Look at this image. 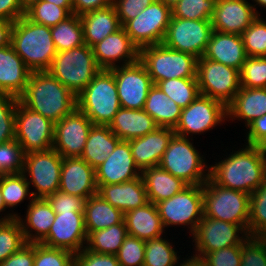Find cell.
Returning a JSON list of instances; mask_svg holds the SVG:
<instances>
[{
  "label": "cell",
  "instance_id": "54",
  "mask_svg": "<svg viewBox=\"0 0 266 266\" xmlns=\"http://www.w3.org/2000/svg\"><path fill=\"white\" fill-rule=\"evenodd\" d=\"M202 260L206 266H240L241 246H231L206 253Z\"/></svg>",
  "mask_w": 266,
  "mask_h": 266
},
{
  "label": "cell",
  "instance_id": "21",
  "mask_svg": "<svg viewBox=\"0 0 266 266\" xmlns=\"http://www.w3.org/2000/svg\"><path fill=\"white\" fill-rule=\"evenodd\" d=\"M96 183L101 185L120 184L141 176L136 166L129 141L121 140L104 162L95 169Z\"/></svg>",
  "mask_w": 266,
  "mask_h": 266
},
{
  "label": "cell",
  "instance_id": "46",
  "mask_svg": "<svg viewBox=\"0 0 266 266\" xmlns=\"http://www.w3.org/2000/svg\"><path fill=\"white\" fill-rule=\"evenodd\" d=\"M217 0H180L172 8V17L211 20Z\"/></svg>",
  "mask_w": 266,
  "mask_h": 266
},
{
  "label": "cell",
  "instance_id": "19",
  "mask_svg": "<svg viewBox=\"0 0 266 266\" xmlns=\"http://www.w3.org/2000/svg\"><path fill=\"white\" fill-rule=\"evenodd\" d=\"M86 242L84 212H59L48 235L40 243L76 254L85 248Z\"/></svg>",
  "mask_w": 266,
  "mask_h": 266
},
{
  "label": "cell",
  "instance_id": "61",
  "mask_svg": "<svg viewBox=\"0 0 266 266\" xmlns=\"http://www.w3.org/2000/svg\"><path fill=\"white\" fill-rule=\"evenodd\" d=\"M13 21L0 18V48L11 45Z\"/></svg>",
  "mask_w": 266,
  "mask_h": 266
},
{
  "label": "cell",
  "instance_id": "60",
  "mask_svg": "<svg viewBox=\"0 0 266 266\" xmlns=\"http://www.w3.org/2000/svg\"><path fill=\"white\" fill-rule=\"evenodd\" d=\"M113 0H71L73 14L82 15L89 11L108 7Z\"/></svg>",
  "mask_w": 266,
  "mask_h": 266
},
{
  "label": "cell",
  "instance_id": "12",
  "mask_svg": "<svg viewBox=\"0 0 266 266\" xmlns=\"http://www.w3.org/2000/svg\"><path fill=\"white\" fill-rule=\"evenodd\" d=\"M171 17L172 9L161 0H154L123 28L140 50L146 46L162 44Z\"/></svg>",
  "mask_w": 266,
  "mask_h": 266
},
{
  "label": "cell",
  "instance_id": "28",
  "mask_svg": "<svg viewBox=\"0 0 266 266\" xmlns=\"http://www.w3.org/2000/svg\"><path fill=\"white\" fill-rule=\"evenodd\" d=\"M29 201L25 219L20 216L17 219L26 243H40L48 235L56 213L46 198H33Z\"/></svg>",
  "mask_w": 266,
  "mask_h": 266
},
{
  "label": "cell",
  "instance_id": "34",
  "mask_svg": "<svg viewBox=\"0 0 266 266\" xmlns=\"http://www.w3.org/2000/svg\"><path fill=\"white\" fill-rule=\"evenodd\" d=\"M121 140L108 125H92L81 158L92 168L101 165Z\"/></svg>",
  "mask_w": 266,
  "mask_h": 266
},
{
  "label": "cell",
  "instance_id": "64",
  "mask_svg": "<svg viewBox=\"0 0 266 266\" xmlns=\"http://www.w3.org/2000/svg\"><path fill=\"white\" fill-rule=\"evenodd\" d=\"M50 3H53L59 7H72L71 0H44Z\"/></svg>",
  "mask_w": 266,
  "mask_h": 266
},
{
  "label": "cell",
  "instance_id": "17",
  "mask_svg": "<svg viewBox=\"0 0 266 266\" xmlns=\"http://www.w3.org/2000/svg\"><path fill=\"white\" fill-rule=\"evenodd\" d=\"M115 77L119 103L126 109H143L154 85L145 66L138 60L131 65L109 69Z\"/></svg>",
  "mask_w": 266,
  "mask_h": 266
},
{
  "label": "cell",
  "instance_id": "48",
  "mask_svg": "<svg viewBox=\"0 0 266 266\" xmlns=\"http://www.w3.org/2000/svg\"><path fill=\"white\" fill-rule=\"evenodd\" d=\"M243 88H266V57H247L240 70Z\"/></svg>",
  "mask_w": 266,
  "mask_h": 266
},
{
  "label": "cell",
  "instance_id": "57",
  "mask_svg": "<svg viewBox=\"0 0 266 266\" xmlns=\"http://www.w3.org/2000/svg\"><path fill=\"white\" fill-rule=\"evenodd\" d=\"M0 266H34V243H26L18 251L0 262Z\"/></svg>",
  "mask_w": 266,
  "mask_h": 266
},
{
  "label": "cell",
  "instance_id": "29",
  "mask_svg": "<svg viewBox=\"0 0 266 266\" xmlns=\"http://www.w3.org/2000/svg\"><path fill=\"white\" fill-rule=\"evenodd\" d=\"M159 126L144 109L120 108L109 128L120 139L129 141L155 131Z\"/></svg>",
  "mask_w": 266,
  "mask_h": 266
},
{
  "label": "cell",
  "instance_id": "24",
  "mask_svg": "<svg viewBox=\"0 0 266 266\" xmlns=\"http://www.w3.org/2000/svg\"><path fill=\"white\" fill-rule=\"evenodd\" d=\"M174 135L173 128L158 127L155 131L145 136L129 140L134 162L141 172L159 165Z\"/></svg>",
  "mask_w": 266,
  "mask_h": 266
},
{
  "label": "cell",
  "instance_id": "49",
  "mask_svg": "<svg viewBox=\"0 0 266 266\" xmlns=\"http://www.w3.org/2000/svg\"><path fill=\"white\" fill-rule=\"evenodd\" d=\"M74 256L68 250L34 243V266H74Z\"/></svg>",
  "mask_w": 266,
  "mask_h": 266
},
{
  "label": "cell",
  "instance_id": "6",
  "mask_svg": "<svg viewBox=\"0 0 266 266\" xmlns=\"http://www.w3.org/2000/svg\"><path fill=\"white\" fill-rule=\"evenodd\" d=\"M190 140L193 138L174 135L159 166L187 185H203L209 179L210 167Z\"/></svg>",
  "mask_w": 266,
  "mask_h": 266
},
{
  "label": "cell",
  "instance_id": "47",
  "mask_svg": "<svg viewBox=\"0 0 266 266\" xmlns=\"http://www.w3.org/2000/svg\"><path fill=\"white\" fill-rule=\"evenodd\" d=\"M24 156L22 146L16 139L0 144V176L23 173Z\"/></svg>",
  "mask_w": 266,
  "mask_h": 266
},
{
  "label": "cell",
  "instance_id": "59",
  "mask_svg": "<svg viewBox=\"0 0 266 266\" xmlns=\"http://www.w3.org/2000/svg\"><path fill=\"white\" fill-rule=\"evenodd\" d=\"M25 15L19 0H0V18L9 21H17Z\"/></svg>",
  "mask_w": 266,
  "mask_h": 266
},
{
  "label": "cell",
  "instance_id": "41",
  "mask_svg": "<svg viewBox=\"0 0 266 266\" xmlns=\"http://www.w3.org/2000/svg\"><path fill=\"white\" fill-rule=\"evenodd\" d=\"M73 14V7H59L40 0L25 11V16L34 23L52 27Z\"/></svg>",
  "mask_w": 266,
  "mask_h": 266
},
{
  "label": "cell",
  "instance_id": "40",
  "mask_svg": "<svg viewBox=\"0 0 266 266\" xmlns=\"http://www.w3.org/2000/svg\"><path fill=\"white\" fill-rule=\"evenodd\" d=\"M161 237L145 241L144 266H177V252L172 242Z\"/></svg>",
  "mask_w": 266,
  "mask_h": 266
},
{
  "label": "cell",
  "instance_id": "25",
  "mask_svg": "<svg viewBox=\"0 0 266 266\" xmlns=\"http://www.w3.org/2000/svg\"><path fill=\"white\" fill-rule=\"evenodd\" d=\"M31 72L11 45L0 48V94L19 98Z\"/></svg>",
  "mask_w": 266,
  "mask_h": 266
},
{
  "label": "cell",
  "instance_id": "7",
  "mask_svg": "<svg viewBox=\"0 0 266 266\" xmlns=\"http://www.w3.org/2000/svg\"><path fill=\"white\" fill-rule=\"evenodd\" d=\"M100 70L92 47L84 44L57 52L48 71L77 96Z\"/></svg>",
  "mask_w": 266,
  "mask_h": 266
},
{
  "label": "cell",
  "instance_id": "11",
  "mask_svg": "<svg viewBox=\"0 0 266 266\" xmlns=\"http://www.w3.org/2000/svg\"><path fill=\"white\" fill-rule=\"evenodd\" d=\"M62 161L63 157L53 148L25 154L23 174L36 190L31 192L33 198H47L59 190Z\"/></svg>",
  "mask_w": 266,
  "mask_h": 266
},
{
  "label": "cell",
  "instance_id": "2",
  "mask_svg": "<svg viewBox=\"0 0 266 266\" xmlns=\"http://www.w3.org/2000/svg\"><path fill=\"white\" fill-rule=\"evenodd\" d=\"M18 99L53 123L60 121L77 107L76 95L49 71L31 72L26 88Z\"/></svg>",
  "mask_w": 266,
  "mask_h": 266
},
{
  "label": "cell",
  "instance_id": "10",
  "mask_svg": "<svg viewBox=\"0 0 266 266\" xmlns=\"http://www.w3.org/2000/svg\"><path fill=\"white\" fill-rule=\"evenodd\" d=\"M196 78L200 94L216 99L225 106L241 88L239 70L203 56L198 58Z\"/></svg>",
  "mask_w": 266,
  "mask_h": 266
},
{
  "label": "cell",
  "instance_id": "39",
  "mask_svg": "<svg viewBox=\"0 0 266 266\" xmlns=\"http://www.w3.org/2000/svg\"><path fill=\"white\" fill-rule=\"evenodd\" d=\"M180 108H186L198 95L197 78H174L156 84Z\"/></svg>",
  "mask_w": 266,
  "mask_h": 266
},
{
  "label": "cell",
  "instance_id": "51",
  "mask_svg": "<svg viewBox=\"0 0 266 266\" xmlns=\"http://www.w3.org/2000/svg\"><path fill=\"white\" fill-rule=\"evenodd\" d=\"M240 266H266V237L249 236L242 243Z\"/></svg>",
  "mask_w": 266,
  "mask_h": 266
},
{
  "label": "cell",
  "instance_id": "53",
  "mask_svg": "<svg viewBox=\"0 0 266 266\" xmlns=\"http://www.w3.org/2000/svg\"><path fill=\"white\" fill-rule=\"evenodd\" d=\"M46 199L56 214L59 212H84L86 199L83 197L66 194L58 190Z\"/></svg>",
  "mask_w": 266,
  "mask_h": 266
},
{
  "label": "cell",
  "instance_id": "35",
  "mask_svg": "<svg viewBox=\"0 0 266 266\" xmlns=\"http://www.w3.org/2000/svg\"><path fill=\"white\" fill-rule=\"evenodd\" d=\"M124 220V214L104 200L98 193L90 196L84 205V224L87 236L97 230L106 229Z\"/></svg>",
  "mask_w": 266,
  "mask_h": 266
},
{
  "label": "cell",
  "instance_id": "58",
  "mask_svg": "<svg viewBox=\"0 0 266 266\" xmlns=\"http://www.w3.org/2000/svg\"><path fill=\"white\" fill-rule=\"evenodd\" d=\"M246 142L248 145H257L266 136V114L253 120L247 126Z\"/></svg>",
  "mask_w": 266,
  "mask_h": 266
},
{
  "label": "cell",
  "instance_id": "27",
  "mask_svg": "<svg viewBox=\"0 0 266 266\" xmlns=\"http://www.w3.org/2000/svg\"><path fill=\"white\" fill-rule=\"evenodd\" d=\"M97 193L123 214L148 203L142 176L120 184L101 185Z\"/></svg>",
  "mask_w": 266,
  "mask_h": 266
},
{
  "label": "cell",
  "instance_id": "55",
  "mask_svg": "<svg viewBox=\"0 0 266 266\" xmlns=\"http://www.w3.org/2000/svg\"><path fill=\"white\" fill-rule=\"evenodd\" d=\"M154 0H113L119 22L123 27L129 20L134 19Z\"/></svg>",
  "mask_w": 266,
  "mask_h": 266
},
{
  "label": "cell",
  "instance_id": "68",
  "mask_svg": "<svg viewBox=\"0 0 266 266\" xmlns=\"http://www.w3.org/2000/svg\"><path fill=\"white\" fill-rule=\"evenodd\" d=\"M257 146L266 150V136L257 144Z\"/></svg>",
  "mask_w": 266,
  "mask_h": 266
},
{
  "label": "cell",
  "instance_id": "43",
  "mask_svg": "<svg viewBox=\"0 0 266 266\" xmlns=\"http://www.w3.org/2000/svg\"><path fill=\"white\" fill-rule=\"evenodd\" d=\"M29 188L30 186L23 173L0 176V189L6 208H15L28 195L30 196L29 199H33Z\"/></svg>",
  "mask_w": 266,
  "mask_h": 266
},
{
  "label": "cell",
  "instance_id": "32",
  "mask_svg": "<svg viewBox=\"0 0 266 266\" xmlns=\"http://www.w3.org/2000/svg\"><path fill=\"white\" fill-rule=\"evenodd\" d=\"M84 42L89 47L115 33L122 26L113 4L80 15Z\"/></svg>",
  "mask_w": 266,
  "mask_h": 266
},
{
  "label": "cell",
  "instance_id": "62",
  "mask_svg": "<svg viewBox=\"0 0 266 266\" xmlns=\"http://www.w3.org/2000/svg\"><path fill=\"white\" fill-rule=\"evenodd\" d=\"M184 260H183V263L180 262V264H177V265L178 266H206L202 258L197 257L194 254L193 256H191V258L189 256L187 259H184Z\"/></svg>",
  "mask_w": 266,
  "mask_h": 266
},
{
  "label": "cell",
  "instance_id": "31",
  "mask_svg": "<svg viewBox=\"0 0 266 266\" xmlns=\"http://www.w3.org/2000/svg\"><path fill=\"white\" fill-rule=\"evenodd\" d=\"M128 235L148 241L163 235L164 226L154 203L124 213Z\"/></svg>",
  "mask_w": 266,
  "mask_h": 266
},
{
  "label": "cell",
  "instance_id": "45",
  "mask_svg": "<svg viewBox=\"0 0 266 266\" xmlns=\"http://www.w3.org/2000/svg\"><path fill=\"white\" fill-rule=\"evenodd\" d=\"M241 36L247 57H266V21L260 15Z\"/></svg>",
  "mask_w": 266,
  "mask_h": 266
},
{
  "label": "cell",
  "instance_id": "52",
  "mask_svg": "<svg viewBox=\"0 0 266 266\" xmlns=\"http://www.w3.org/2000/svg\"><path fill=\"white\" fill-rule=\"evenodd\" d=\"M145 241L128 235L116 254L120 266H144Z\"/></svg>",
  "mask_w": 266,
  "mask_h": 266
},
{
  "label": "cell",
  "instance_id": "22",
  "mask_svg": "<svg viewBox=\"0 0 266 266\" xmlns=\"http://www.w3.org/2000/svg\"><path fill=\"white\" fill-rule=\"evenodd\" d=\"M257 16L247 0H217L211 24L213 31L242 35Z\"/></svg>",
  "mask_w": 266,
  "mask_h": 266
},
{
  "label": "cell",
  "instance_id": "56",
  "mask_svg": "<svg viewBox=\"0 0 266 266\" xmlns=\"http://www.w3.org/2000/svg\"><path fill=\"white\" fill-rule=\"evenodd\" d=\"M74 266H120L116 255L92 252L84 248L74 256Z\"/></svg>",
  "mask_w": 266,
  "mask_h": 266
},
{
  "label": "cell",
  "instance_id": "63",
  "mask_svg": "<svg viewBox=\"0 0 266 266\" xmlns=\"http://www.w3.org/2000/svg\"><path fill=\"white\" fill-rule=\"evenodd\" d=\"M6 209V206H5V203H4V200H3V196H2V193H1V189H0V213L1 212H4ZM20 215L17 214V213H7V215L4 214V217H2V214H1V218H0V221H9V220H12V219H15L17 217H19Z\"/></svg>",
  "mask_w": 266,
  "mask_h": 266
},
{
  "label": "cell",
  "instance_id": "30",
  "mask_svg": "<svg viewBox=\"0 0 266 266\" xmlns=\"http://www.w3.org/2000/svg\"><path fill=\"white\" fill-rule=\"evenodd\" d=\"M227 119L244 120L247 127L253 120L266 114V88L241 87L226 106Z\"/></svg>",
  "mask_w": 266,
  "mask_h": 266
},
{
  "label": "cell",
  "instance_id": "42",
  "mask_svg": "<svg viewBox=\"0 0 266 266\" xmlns=\"http://www.w3.org/2000/svg\"><path fill=\"white\" fill-rule=\"evenodd\" d=\"M248 234L266 237V179L250 194Z\"/></svg>",
  "mask_w": 266,
  "mask_h": 266
},
{
  "label": "cell",
  "instance_id": "18",
  "mask_svg": "<svg viewBox=\"0 0 266 266\" xmlns=\"http://www.w3.org/2000/svg\"><path fill=\"white\" fill-rule=\"evenodd\" d=\"M92 125L90 119L76 107L54 123L52 148L63 158L81 157Z\"/></svg>",
  "mask_w": 266,
  "mask_h": 266
},
{
  "label": "cell",
  "instance_id": "67",
  "mask_svg": "<svg viewBox=\"0 0 266 266\" xmlns=\"http://www.w3.org/2000/svg\"><path fill=\"white\" fill-rule=\"evenodd\" d=\"M161 1L172 9L180 0H161Z\"/></svg>",
  "mask_w": 266,
  "mask_h": 266
},
{
  "label": "cell",
  "instance_id": "38",
  "mask_svg": "<svg viewBox=\"0 0 266 266\" xmlns=\"http://www.w3.org/2000/svg\"><path fill=\"white\" fill-rule=\"evenodd\" d=\"M57 52L77 48L85 44L80 15L71 14L64 21L50 27Z\"/></svg>",
  "mask_w": 266,
  "mask_h": 266
},
{
  "label": "cell",
  "instance_id": "4",
  "mask_svg": "<svg viewBox=\"0 0 266 266\" xmlns=\"http://www.w3.org/2000/svg\"><path fill=\"white\" fill-rule=\"evenodd\" d=\"M77 108L94 125H110L121 108L114 74L101 69L76 96Z\"/></svg>",
  "mask_w": 266,
  "mask_h": 266
},
{
  "label": "cell",
  "instance_id": "5",
  "mask_svg": "<svg viewBox=\"0 0 266 266\" xmlns=\"http://www.w3.org/2000/svg\"><path fill=\"white\" fill-rule=\"evenodd\" d=\"M139 61L147 69L154 85L167 79L197 77V57L170 49L163 44L140 49Z\"/></svg>",
  "mask_w": 266,
  "mask_h": 266
},
{
  "label": "cell",
  "instance_id": "15",
  "mask_svg": "<svg viewBox=\"0 0 266 266\" xmlns=\"http://www.w3.org/2000/svg\"><path fill=\"white\" fill-rule=\"evenodd\" d=\"M224 120H227L226 106L216 99L199 94L193 102L182 109L174 132L175 135L189 138L193 134H203L221 125Z\"/></svg>",
  "mask_w": 266,
  "mask_h": 266
},
{
  "label": "cell",
  "instance_id": "8",
  "mask_svg": "<svg viewBox=\"0 0 266 266\" xmlns=\"http://www.w3.org/2000/svg\"><path fill=\"white\" fill-rule=\"evenodd\" d=\"M250 195L222 187L210 177L203 184L204 216L242 226L248 232Z\"/></svg>",
  "mask_w": 266,
  "mask_h": 266
},
{
  "label": "cell",
  "instance_id": "50",
  "mask_svg": "<svg viewBox=\"0 0 266 266\" xmlns=\"http://www.w3.org/2000/svg\"><path fill=\"white\" fill-rule=\"evenodd\" d=\"M18 98L0 94V144L15 139V112Z\"/></svg>",
  "mask_w": 266,
  "mask_h": 266
},
{
  "label": "cell",
  "instance_id": "44",
  "mask_svg": "<svg viewBox=\"0 0 266 266\" xmlns=\"http://www.w3.org/2000/svg\"><path fill=\"white\" fill-rule=\"evenodd\" d=\"M26 244L22 227L17 218L0 221V262Z\"/></svg>",
  "mask_w": 266,
  "mask_h": 266
},
{
  "label": "cell",
  "instance_id": "66",
  "mask_svg": "<svg viewBox=\"0 0 266 266\" xmlns=\"http://www.w3.org/2000/svg\"><path fill=\"white\" fill-rule=\"evenodd\" d=\"M252 1H254L256 3L255 5H253L254 6V9H255V12L258 15H260V13H258V11L256 10V8H257L256 5H259L261 7L266 8V0H252Z\"/></svg>",
  "mask_w": 266,
  "mask_h": 266
},
{
  "label": "cell",
  "instance_id": "65",
  "mask_svg": "<svg viewBox=\"0 0 266 266\" xmlns=\"http://www.w3.org/2000/svg\"><path fill=\"white\" fill-rule=\"evenodd\" d=\"M40 0H19L20 5L24 11L30 8L33 4L39 2Z\"/></svg>",
  "mask_w": 266,
  "mask_h": 266
},
{
  "label": "cell",
  "instance_id": "36",
  "mask_svg": "<svg viewBox=\"0 0 266 266\" xmlns=\"http://www.w3.org/2000/svg\"><path fill=\"white\" fill-rule=\"evenodd\" d=\"M159 127L175 128L182 112L173 100L157 86L153 85L145 101L143 108Z\"/></svg>",
  "mask_w": 266,
  "mask_h": 266
},
{
  "label": "cell",
  "instance_id": "37",
  "mask_svg": "<svg viewBox=\"0 0 266 266\" xmlns=\"http://www.w3.org/2000/svg\"><path fill=\"white\" fill-rule=\"evenodd\" d=\"M127 236L128 231L123 220L119 224L90 233L85 248L96 253L116 255Z\"/></svg>",
  "mask_w": 266,
  "mask_h": 266
},
{
  "label": "cell",
  "instance_id": "20",
  "mask_svg": "<svg viewBox=\"0 0 266 266\" xmlns=\"http://www.w3.org/2000/svg\"><path fill=\"white\" fill-rule=\"evenodd\" d=\"M92 51L97 65L106 70L131 65L139 60V49L132 43L123 27L93 45Z\"/></svg>",
  "mask_w": 266,
  "mask_h": 266
},
{
  "label": "cell",
  "instance_id": "9",
  "mask_svg": "<svg viewBox=\"0 0 266 266\" xmlns=\"http://www.w3.org/2000/svg\"><path fill=\"white\" fill-rule=\"evenodd\" d=\"M155 205L164 228L188 226L192 235L204 216L203 185H188L181 192Z\"/></svg>",
  "mask_w": 266,
  "mask_h": 266
},
{
  "label": "cell",
  "instance_id": "23",
  "mask_svg": "<svg viewBox=\"0 0 266 266\" xmlns=\"http://www.w3.org/2000/svg\"><path fill=\"white\" fill-rule=\"evenodd\" d=\"M59 191L86 200L97 194L95 169L81 157L63 158Z\"/></svg>",
  "mask_w": 266,
  "mask_h": 266
},
{
  "label": "cell",
  "instance_id": "14",
  "mask_svg": "<svg viewBox=\"0 0 266 266\" xmlns=\"http://www.w3.org/2000/svg\"><path fill=\"white\" fill-rule=\"evenodd\" d=\"M213 32L211 20L171 17L162 44L197 58L203 56Z\"/></svg>",
  "mask_w": 266,
  "mask_h": 266
},
{
  "label": "cell",
  "instance_id": "16",
  "mask_svg": "<svg viewBox=\"0 0 266 266\" xmlns=\"http://www.w3.org/2000/svg\"><path fill=\"white\" fill-rule=\"evenodd\" d=\"M192 236L195 256L202 258L222 248L242 246L249 234L240 225L203 216Z\"/></svg>",
  "mask_w": 266,
  "mask_h": 266
},
{
  "label": "cell",
  "instance_id": "13",
  "mask_svg": "<svg viewBox=\"0 0 266 266\" xmlns=\"http://www.w3.org/2000/svg\"><path fill=\"white\" fill-rule=\"evenodd\" d=\"M15 139L25 154L49 150L53 147L54 123L18 100L15 112Z\"/></svg>",
  "mask_w": 266,
  "mask_h": 266
},
{
  "label": "cell",
  "instance_id": "3",
  "mask_svg": "<svg viewBox=\"0 0 266 266\" xmlns=\"http://www.w3.org/2000/svg\"><path fill=\"white\" fill-rule=\"evenodd\" d=\"M11 46L32 71H48L57 53L50 27L37 24L25 15L14 22Z\"/></svg>",
  "mask_w": 266,
  "mask_h": 266
},
{
  "label": "cell",
  "instance_id": "1",
  "mask_svg": "<svg viewBox=\"0 0 266 266\" xmlns=\"http://www.w3.org/2000/svg\"><path fill=\"white\" fill-rule=\"evenodd\" d=\"M209 165V177L218 185L252 194L266 179V150L246 145Z\"/></svg>",
  "mask_w": 266,
  "mask_h": 266
},
{
  "label": "cell",
  "instance_id": "33",
  "mask_svg": "<svg viewBox=\"0 0 266 266\" xmlns=\"http://www.w3.org/2000/svg\"><path fill=\"white\" fill-rule=\"evenodd\" d=\"M141 176L145 184L148 202L154 204L169 199L188 186L159 165L143 170Z\"/></svg>",
  "mask_w": 266,
  "mask_h": 266
},
{
  "label": "cell",
  "instance_id": "26",
  "mask_svg": "<svg viewBox=\"0 0 266 266\" xmlns=\"http://www.w3.org/2000/svg\"><path fill=\"white\" fill-rule=\"evenodd\" d=\"M203 57L240 71L247 58L242 36L213 31Z\"/></svg>",
  "mask_w": 266,
  "mask_h": 266
}]
</instances>
